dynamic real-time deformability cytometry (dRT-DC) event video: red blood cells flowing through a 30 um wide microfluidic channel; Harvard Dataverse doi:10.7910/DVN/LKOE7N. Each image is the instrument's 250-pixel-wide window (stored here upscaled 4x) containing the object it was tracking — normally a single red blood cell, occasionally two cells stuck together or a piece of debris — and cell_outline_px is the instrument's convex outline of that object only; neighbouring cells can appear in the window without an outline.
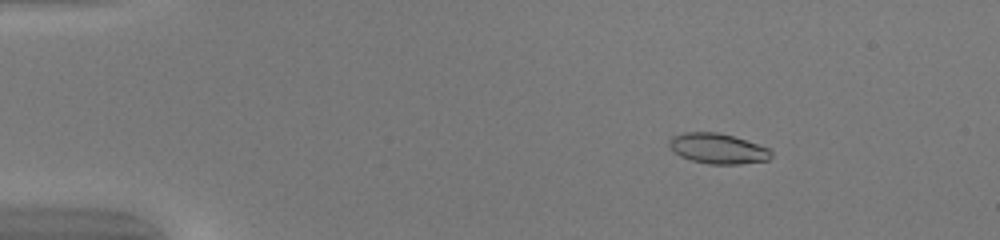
{"species": "common noctule bat (a hibernating species)", "species_latin": "Nyctalus noctula", "temperature_condition": "warm", "stored_images_in_passage": 50, "camera_frame_rate_fps": 3000, "um_per_image_px": 0.085, "animal": {"sex": "female", "body_mass_g": 20.0, "forearm_length_mm": 54.0}, "frame": {"image": 1, "passage_image": 8, "time_ms": 2.333, "image_size_px": [1000, 240], "cell_outline_px": [[772, 156], [768, 160], [740, 164], [708, 164], [692, 160], [680, 156], [668, 144], [668, 140], [672, 136], [684, 132], [716, 132], [732, 136], [768, 148], [772, 152]], "centroid_in_image_um": [61.0, 12.63], "position_along_channel_um": 24.0, "area_um2": 17.8}}
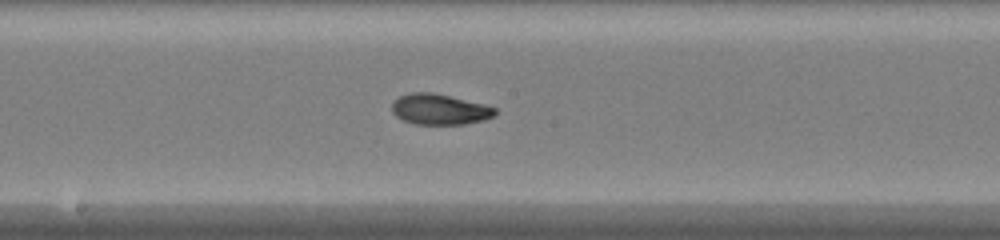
{"frame": {"image": 2, "passage_image": 28, "time_ms": 9.0, "image_size_px": [1000, 240], "cell_outline_px": [[496, 112], [492, 116], [484, 120], [464, 124], [416, 124], [404, 120], [396, 116], [392, 112], [392, 104], [400, 96], [408, 92], [432, 92], [484, 104], [496, 108]], "centroid_in_image_um": [37.35, 9.29], "position_along_channel_um": 210.8, "area_um2": 18.26}}
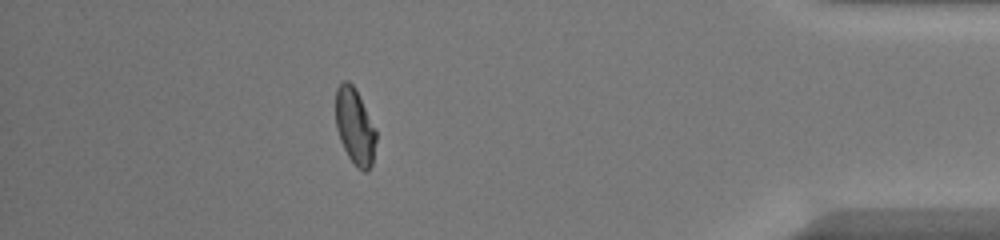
{"frame": {"image": 3, "passage_image": 45, "time_ms": 14.667, "image_size_px": [1000, 240], "cell_outline_px": [[376, 140], [372, 164], [368, 172], [364, 172], [356, 168], [348, 156], [340, 140], [336, 128], [336, 88], [344, 80], [348, 80], [356, 88], [376, 128]], "centroid_in_image_um": [30.18, 10.76], "position_along_channel_um": 405.0, "area_um2": 18.21}, "authors_computed_cell_mechanics": {"area_um2": 18.1781, "velocity_mm_per_s": 4.1781, "shape_relaxation_time_tau1_ms": 10.4126, "shape_relaxation_time_tau2_ms": 1.5309, "deformation_change_tau1": 0.3034, "deformation_change_tau2": 0.0586}}